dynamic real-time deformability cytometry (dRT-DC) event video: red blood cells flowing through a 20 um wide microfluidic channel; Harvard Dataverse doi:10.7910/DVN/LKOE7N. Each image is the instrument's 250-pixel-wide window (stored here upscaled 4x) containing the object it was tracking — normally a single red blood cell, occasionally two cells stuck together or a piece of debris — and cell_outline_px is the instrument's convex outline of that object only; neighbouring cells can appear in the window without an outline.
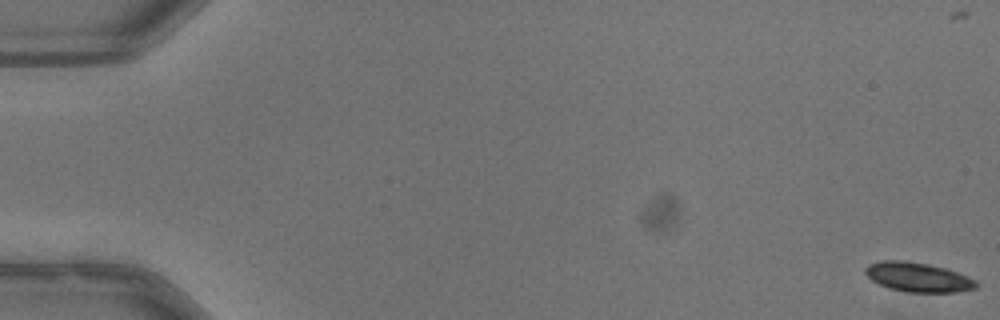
{"species": "common noctule bat (a hibernating species)", "species_latin": "Nyctalus noctula", "temperature_condition": "warm", "stored_images_in_passage": 55, "camera_frame_rate_fps": 3000, "um_per_image_px": 0.085, "animal": {"sex": "male", "body_mass_g": 13.3}, "frame": {"image": 1, "passage_image": 1, "time_ms": 0.0, "image_size_px": [1000, 320], "cell_outline_px": [[980, 284], [976, 288], [956, 292], [908, 292], [888, 288], [872, 280], [864, 272], [864, 268], [868, 264], [880, 260], [904, 260], [928, 264], [948, 268], [968, 276], [976, 280]], "centroid_in_image_um": [78.05, 23.55], "position_along_channel_um": 7.0, "area_um2": 19.25}}
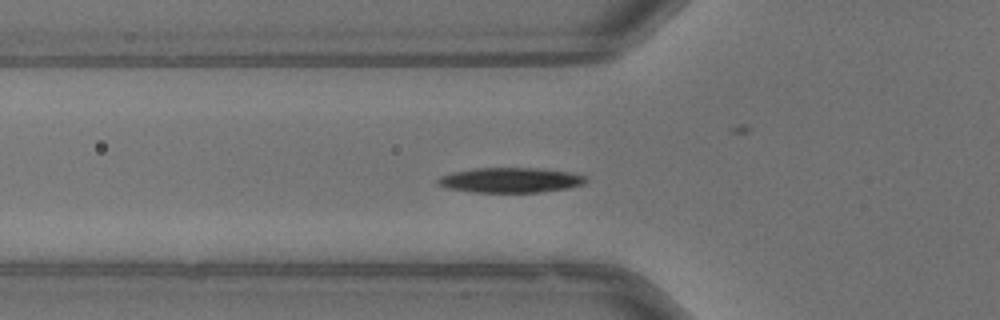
{"frame": {"image": 2, "passage_image": 20, "time_ms": 6.333, "image_size_px": [1000, 320], "cell_outline_px": [[588, 180], [584, 184], [568, 188], [540, 192], [472, 192], [444, 188], [436, 184], [436, 180], [440, 176], [452, 172], [472, 168], [540, 168], [572, 172], [588, 176]], "centroid_in_image_um": [43.38, 15.3], "position_along_channel_um": 82.4, "area_um2": 21.96}}
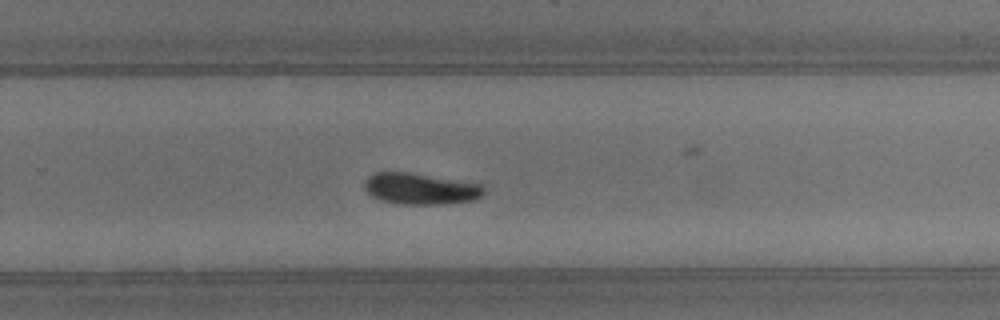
{"frame": {"image": 3, "passage_image": 36, "time_ms": 11.667, "image_size_px": [1000, 320], "cell_outline_px": [[484, 192], [476, 200], [436, 204], [400, 204], [380, 200], [372, 196], [364, 188], [364, 180], [368, 176], [376, 172], [408, 172], [484, 184]], "centroid_in_image_um": [35.73, 16.04], "position_along_channel_um": 294.1, "area_um2": 21.79}, "authors_computed_cell_mechanics": {"area_um2": 20.6346, "velocity_mm_per_s": 3.9671, "shape_relaxation_time_tau1_ms": 2.2303, "shape_relaxation_time_tau2_ms": null, "deformation_change_tau1": 0.1182, "deformation_change_tau2": null}}